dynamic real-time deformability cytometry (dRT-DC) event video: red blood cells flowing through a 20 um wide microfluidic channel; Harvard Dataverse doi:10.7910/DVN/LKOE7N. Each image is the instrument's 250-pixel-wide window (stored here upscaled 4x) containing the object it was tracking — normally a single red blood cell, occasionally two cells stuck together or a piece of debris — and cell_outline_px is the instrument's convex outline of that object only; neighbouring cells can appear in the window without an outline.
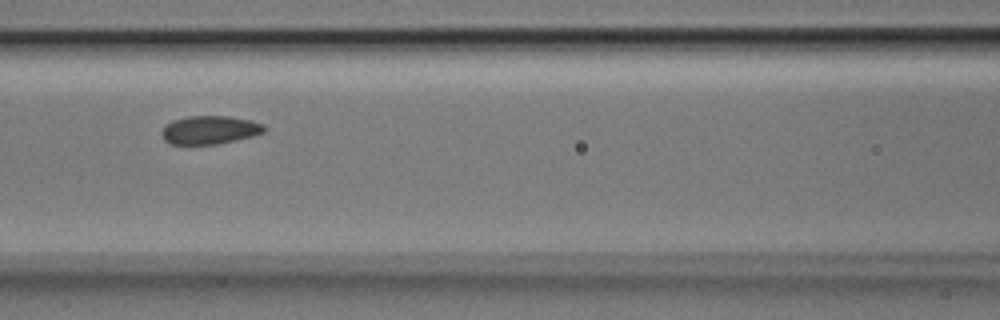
{"species": "Egyptian fruit bat (a non-hibernating species)", "species_latin": "Rousettus aegyptiacus", "temperature_condition": "room temperature", "stored_images_in_passage": 7, "camera_frame_rate_fps": 3000, "um_per_image_px": 0.085, "animal": {"sex": "male"}, "frame": {"image": 1, "passage_image": 5, "time_ms": 1.333, "image_size_px": [1000, 320], "cell_outline_px": [[268, 128], [264, 132], [252, 136], [236, 140], [216, 144], [172, 144], [164, 140], [160, 132], [164, 124], [172, 120], [188, 116], [228, 116], [252, 120], [264, 124]], "centroid_in_image_um": [17.82, 11.03], "position_along_channel_um": 148.8, "area_um2": 17.17}}
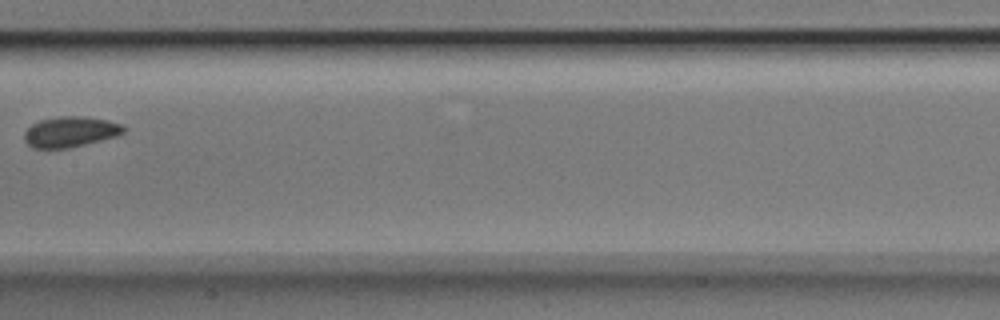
{"frame": {"image": 2, "passage_image": 6, "time_ms": 1.667, "image_size_px": [1000, 320], "cell_outline_px": [[128, 128], [124, 132], [116, 136], [68, 148], [32, 148], [24, 140], [24, 132], [32, 124], [40, 120], [60, 116], [84, 116], [108, 120], [120, 124]], "centroid_in_image_um": [5.98, 11.19], "position_along_channel_um": 201.4, "area_um2": 17.63}}
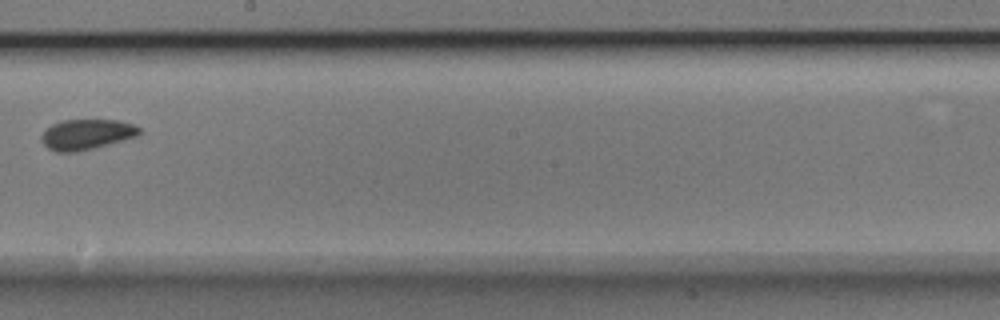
{"frame": {"image": 3, "passage_image": 7, "time_ms": 2.0, "image_size_px": [1000, 320], "cell_outline_px": [[140, 132], [136, 136], [108, 144], [76, 152], [56, 152], [48, 148], [44, 144], [40, 136], [52, 124], [64, 120], [120, 120], [132, 124], [140, 128]], "centroid_in_image_um": [7.34, 11.42], "position_along_channel_um": 240.9, "area_um2": 17.05}}